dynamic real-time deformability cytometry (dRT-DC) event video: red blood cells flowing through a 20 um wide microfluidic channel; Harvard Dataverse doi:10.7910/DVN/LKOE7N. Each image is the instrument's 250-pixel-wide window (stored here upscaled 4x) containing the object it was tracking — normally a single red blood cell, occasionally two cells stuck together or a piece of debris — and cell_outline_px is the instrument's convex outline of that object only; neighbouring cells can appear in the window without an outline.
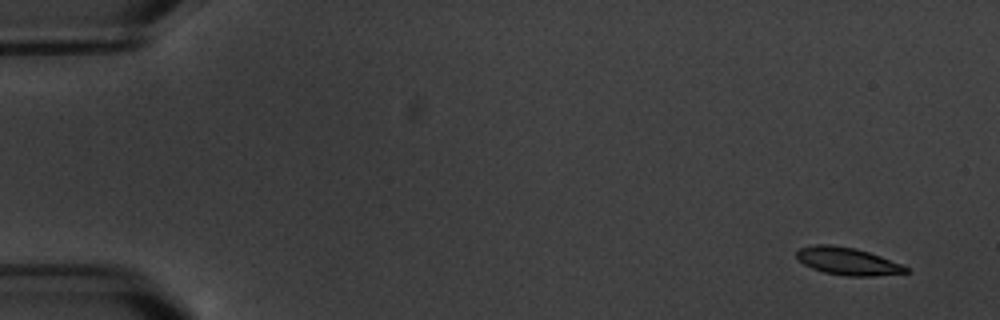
{"species": "common noctule bat (a hibernating species)", "species_latin": "Nyctalus noctula", "temperature_condition": "warm", "stored_images_in_passage": 16, "camera_frame_rate_fps": 3000, "um_per_image_px": 0.085, "animal": {"sex": "male", "body_mass_g": 20.1, "forearm_length_mm": 53.5}, "frame": {"image": 1, "passage_image": 1, "time_ms": 0.0, "image_size_px": [1000, 320], "cell_outline_px": [[908, 272], [872, 276], [848, 276], [824, 272], [812, 268], [804, 264], [796, 256], [796, 252], [800, 248], [816, 244], [832, 244], [856, 248], [904, 264], [908, 268]], "centroid_in_image_um": [72.05, 22.19], "position_along_channel_um": 12.9, "area_um2": 17.46}}
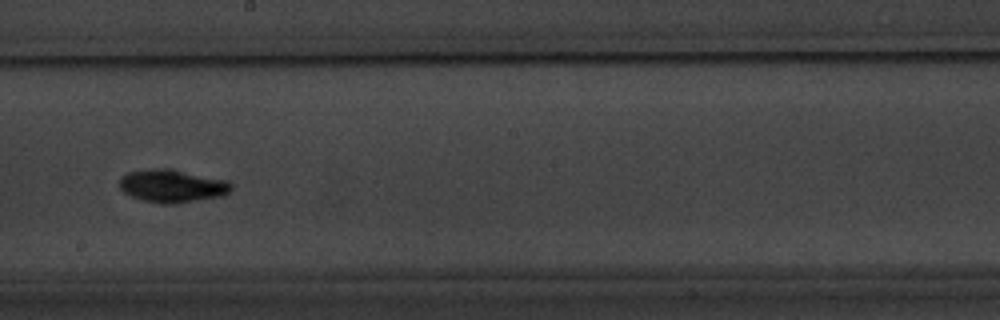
{"frame": {"image": 2, "passage_image": 10, "time_ms": 10.333, "image_size_px": [1000, 320], "cell_outline_px": [[232, 192], [224, 196], [172, 204], [160, 204], [140, 200], [128, 196], [120, 188], [120, 176], [128, 172], [144, 168], [152, 168], [180, 172], [228, 180], [232, 184]], "centroid_in_image_um": [14.6, 15.84], "position_along_channel_um": 233.6, "area_um2": 21.39}}
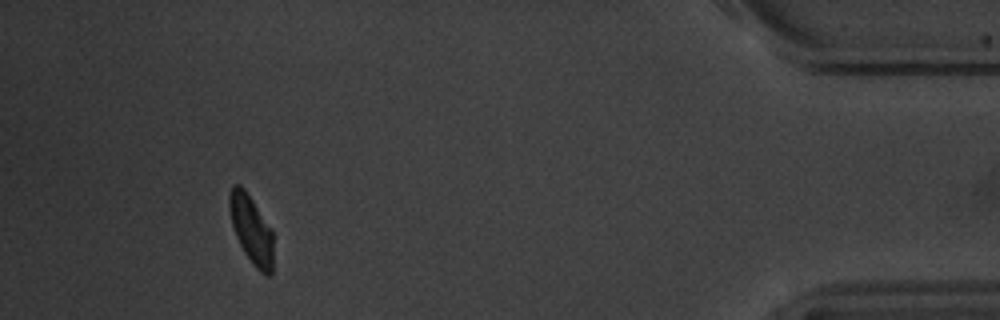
{"frame": {"image": 3, "passage_image": 16, "time_ms": 17.333, "image_size_px": [1000, 320], "cell_outline_px": [[272, 272], [268, 276], [264, 276], [252, 264], [244, 252], [236, 236], [232, 224], [228, 204], [228, 196], [232, 184], [240, 184], [244, 188], [272, 228]], "centroid_in_image_um": [21.35, 19.49], "position_along_channel_um": 413.8, "area_um2": 17.57}, "authors_computed_cell_mechanics": {"area_um2": 18.0914, "velocity_mm_per_s": 3.4003, "shape_relaxation_time_tau1_ms": 3.1494, "shape_relaxation_time_tau2_ms": 7.2634, "deformation_change_tau1": 0.0956, "deformation_change_tau2": 0.1356}}